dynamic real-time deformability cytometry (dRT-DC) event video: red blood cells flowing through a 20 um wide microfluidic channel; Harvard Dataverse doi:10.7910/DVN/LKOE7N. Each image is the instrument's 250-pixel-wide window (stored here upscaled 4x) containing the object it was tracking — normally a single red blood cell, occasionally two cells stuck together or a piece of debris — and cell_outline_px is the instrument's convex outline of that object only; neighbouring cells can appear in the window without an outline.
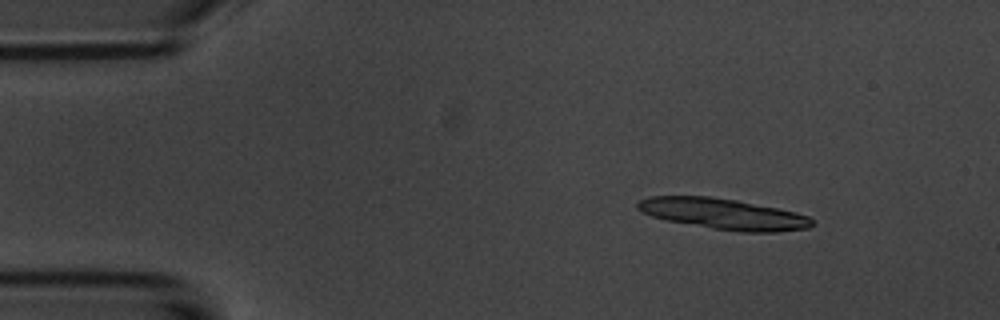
{"species": "common noctule bat (a hibernating species)", "species_latin": "Nyctalus noctula", "temperature_condition": "room temperature", "stored_images_in_passage": 7, "segment_of_instrument_passage": [1, 2], "camera_frame_rate_fps": 3000, "um_per_image_px": 0.085, "animal": {"sex": "male", "body_mass_g": 20.1, "forearm_length_mm": 53.5}, "frame": {"image": 1, "passage_image": 1, "time_ms": 0.0, "image_size_px": [1000, 320], "cell_outline_px": [[816, 224], [808, 228], [776, 232], [740, 232], [712, 228], [668, 220], [652, 216], [640, 212], [636, 208], [636, 204], [640, 200], [648, 196], [712, 196], [736, 200], [776, 208], [808, 216], [816, 220]], "centroid_in_image_um": [61.48, 18.18], "position_along_channel_um": 23.5, "area_um2": 31.33}}